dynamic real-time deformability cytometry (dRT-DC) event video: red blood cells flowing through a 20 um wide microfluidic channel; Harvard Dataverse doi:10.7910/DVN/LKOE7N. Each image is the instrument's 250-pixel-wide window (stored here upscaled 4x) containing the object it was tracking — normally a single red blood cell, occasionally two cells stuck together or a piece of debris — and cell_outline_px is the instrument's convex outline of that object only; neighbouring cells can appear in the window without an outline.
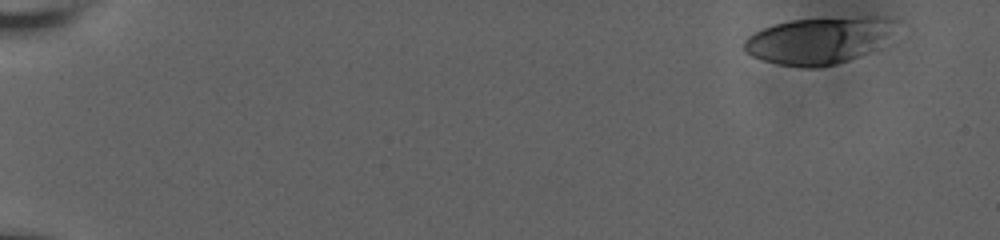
{"species": "human", "species_latin": "Homo sapiens", "temperature_condition": "room temperature", "stored_images_in_passage": 15, "camera_frame_rate_fps": 3000, "um_per_image_px": 0.085, "donor": {"sex": "male"}, "frame": {"image": 1, "passage_image": 1, "time_ms": 0.0, "image_size_px": [1000, 240], "cell_outline_px": [[900, 20], [868, 52], [848, 60], [836, 64], [812, 68], [804, 68], [780, 64], [764, 60], [752, 56], [744, 52], [744, 40], [748, 36], [764, 28], [776, 24], [792, 20], [868, 16], [884, 16]], "centroid_in_image_um": [69.53, 3.43], "position_along_channel_um": 15.5, "area_um2": 40.52}}
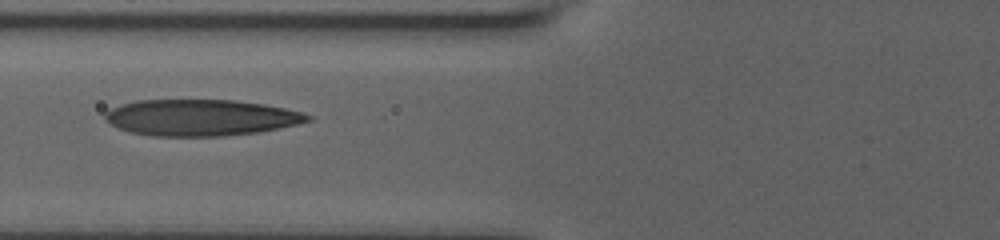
{"frame": {"image": 2, "passage_image": 11, "time_ms": 7.333, "image_size_px": [1000, 240], "cell_outline_px": [[312, 120], [296, 124], [256, 132], [224, 136], [152, 136], [132, 132], [120, 128], [104, 120], [104, 112], [120, 104], [140, 100], [232, 100], [264, 104], [284, 108], [300, 112], [312, 116]], "centroid_in_image_um": [17.03, 9.99], "position_along_channel_um": 108.8, "area_um2": 42.6}}
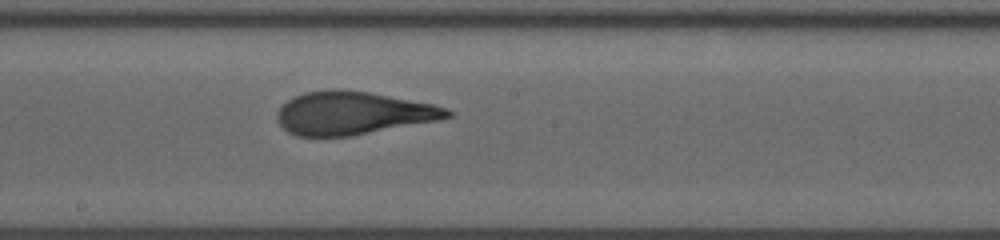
{"frame": {"image": 3, "passage_image": 15, "time_ms": 10.333, "image_size_px": [1000, 240], "cell_outline_px": [[456, 112], [452, 116], [436, 120], [348, 136], [296, 136], [288, 132], [276, 120], [276, 112], [288, 100], [304, 92], [328, 88], [336, 88], [368, 92], [432, 104]], "centroid_in_image_um": [29.94, 9.6], "position_along_channel_um": 218.3, "area_um2": 42.25}}